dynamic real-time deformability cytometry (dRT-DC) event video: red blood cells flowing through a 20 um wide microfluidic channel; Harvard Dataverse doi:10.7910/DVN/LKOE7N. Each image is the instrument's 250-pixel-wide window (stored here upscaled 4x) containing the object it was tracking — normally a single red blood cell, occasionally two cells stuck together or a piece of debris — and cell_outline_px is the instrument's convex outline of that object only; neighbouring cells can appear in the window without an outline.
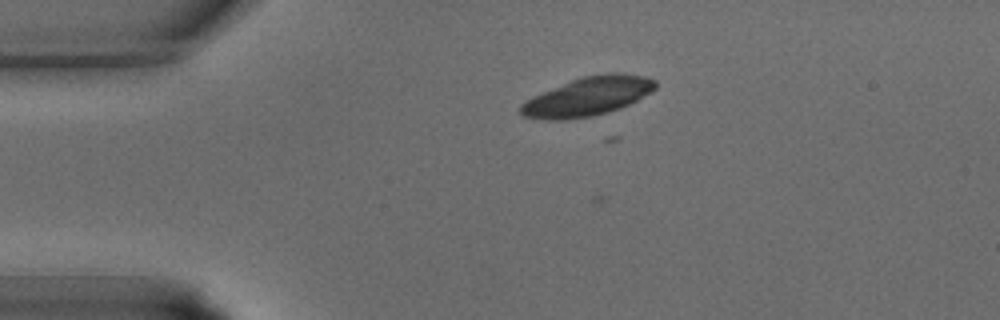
{"species": "common noctule bat (a hibernating species)", "species_latin": "Nyctalus noctula", "temperature_condition": "warm", "stored_images_in_passage": 39, "camera_frame_rate_fps": 3000, "um_per_image_px": 0.085, "animal": {"sex": "male", "body_mass_g": 15.6}, "frame": {"image": 1, "passage_image": 9, "time_ms": 2.667, "image_size_px": [1000, 320], "cell_outline_px": [[656, 88], [652, 92], [620, 108], [608, 112], [592, 116], [564, 120], [544, 120], [524, 116], [520, 112], [520, 104], [532, 96], [580, 76], [604, 72], [616, 72], [644, 76], [656, 80]], "centroid_in_image_um": [49.96, 8.18], "position_along_channel_um": 35.0, "area_um2": 30.69}}
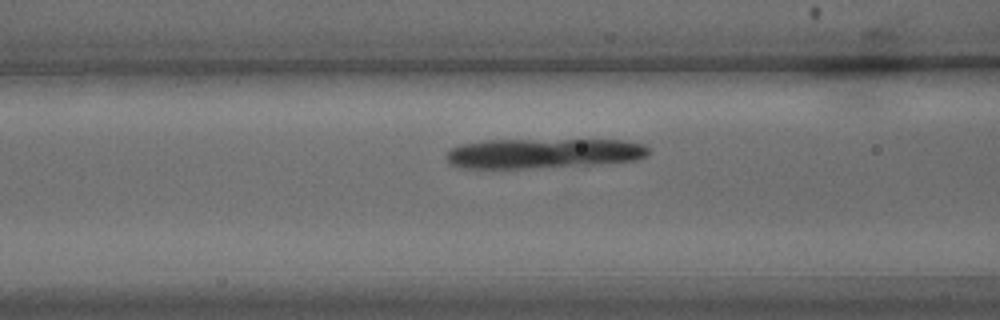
{"frame": {"image": 2, "passage_image": 16, "time_ms": 5.0, "image_size_px": [1000, 320], "cell_outline_px": [[648, 156], [636, 160], [592, 164], [524, 168], [460, 168], [448, 164], [444, 156], [448, 148], [460, 144], [484, 140], [624, 140], [644, 144], [648, 148]], "centroid_in_image_um": [46.09, 13.03], "position_along_channel_um": 120.5, "area_um2": 35.43}}
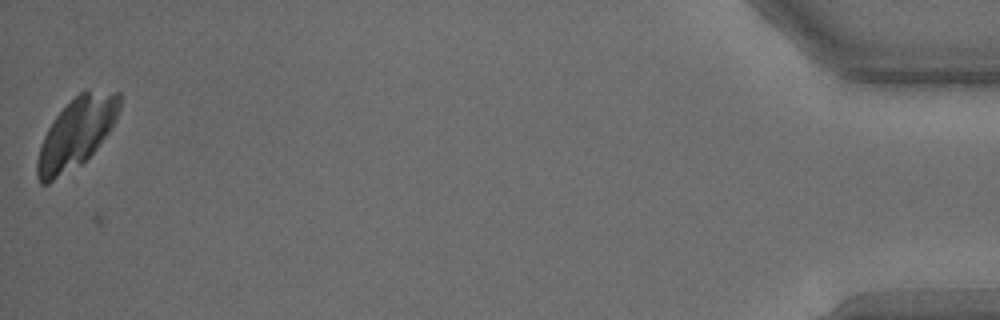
{"frame": {"image": 3, "passage_image": 39, "time_ms": 12.667, "image_size_px": [1000, 320], "cell_outline_px": [[120, 108], [112, 128], [96, 148], [80, 164], [48, 184], [40, 184], [36, 176], [36, 160], [44, 136], [52, 120], [80, 92], [120, 92]], "centroid_in_image_um": [6.47, 11.35], "position_along_channel_um": 428.7, "area_um2": 32.89}}